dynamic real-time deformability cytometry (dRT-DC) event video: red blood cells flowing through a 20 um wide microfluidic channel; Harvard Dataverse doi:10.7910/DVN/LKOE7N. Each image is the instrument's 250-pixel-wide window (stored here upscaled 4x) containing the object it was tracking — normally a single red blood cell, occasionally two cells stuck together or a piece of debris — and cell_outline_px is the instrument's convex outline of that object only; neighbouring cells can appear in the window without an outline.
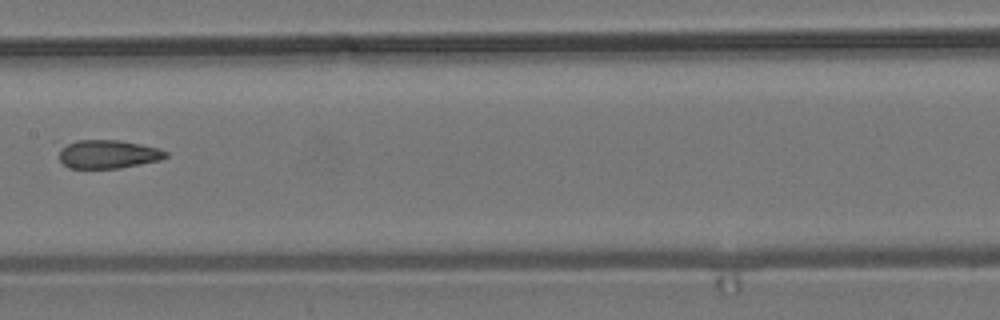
{"species": "common noctule bat (a hibernating species)", "species_latin": "Nyctalus noctula", "temperature_condition": "room temperature", "stored_images_in_passage": 14, "camera_frame_rate_fps": 3000, "um_per_image_px": 0.085, "animal": {"sex": "male", "body_mass_g": 19.2, "forearm_length_mm": 51.8}, "frame": {"image": 1, "passage_image": 7, "time_ms": 8.0, "image_size_px": [1000, 320], "cell_outline_px": [[168, 156], [160, 160], [120, 168], [68, 168], [60, 160], [60, 144], [76, 140], [120, 140], [160, 148], [168, 152]], "centroid_in_image_um": [9.17, 13.09], "position_along_channel_um": 198.2, "area_um2": 17.92}}
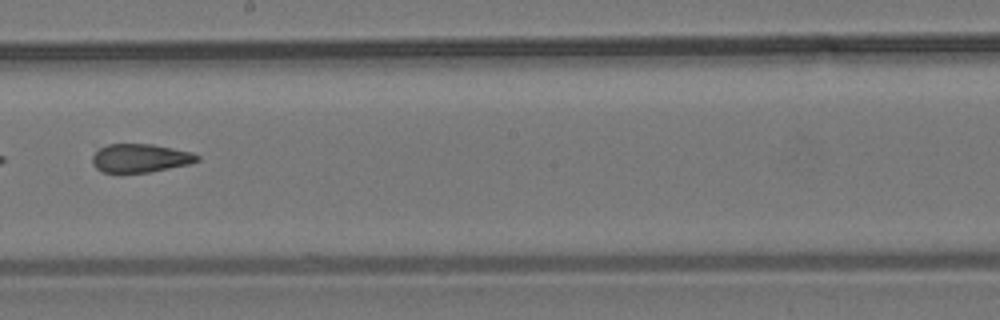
{"frame": {"image": 2, "passage_image": 8, "time_ms": 9.0, "image_size_px": [1000, 320], "cell_outline_px": [[200, 160], [188, 164], [148, 172], [104, 172], [96, 168], [92, 164], [92, 156], [100, 148], [108, 144], [152, 144], [192, 152], [200, 156]], "centroid_in_image_um": [11.92, 13.43], "position_along_channel_um": 236.3, "area_um2": 17.22}}
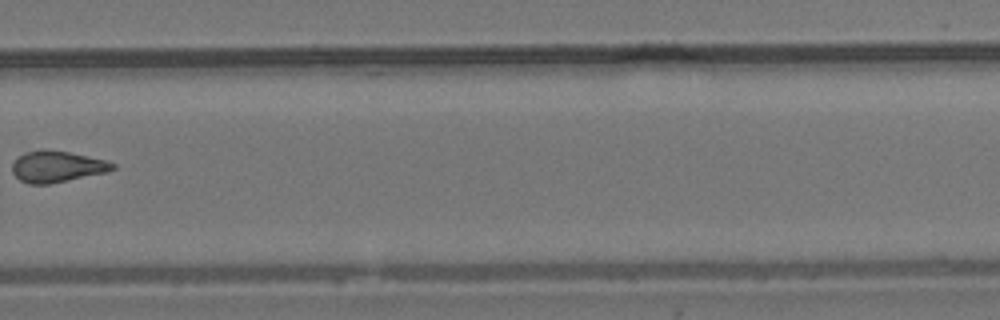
{"frame": {"image": 3, "passage_image": 10, "time_ms": 11.333, "image_size_px": [1000, 320], "cell_outline_px": [[116, 168], [108, 172], [48, 184], [28, 184], [20, 180], [12, 172], [12, 164], [24, 152], [40, 148], [48, 148], [68, 152], [104, 160], [116, 164]], "centroid_in_image_um": [4.83, 14.15], "position_along_channel_um": 325.0, "area_um2": 18.38}}